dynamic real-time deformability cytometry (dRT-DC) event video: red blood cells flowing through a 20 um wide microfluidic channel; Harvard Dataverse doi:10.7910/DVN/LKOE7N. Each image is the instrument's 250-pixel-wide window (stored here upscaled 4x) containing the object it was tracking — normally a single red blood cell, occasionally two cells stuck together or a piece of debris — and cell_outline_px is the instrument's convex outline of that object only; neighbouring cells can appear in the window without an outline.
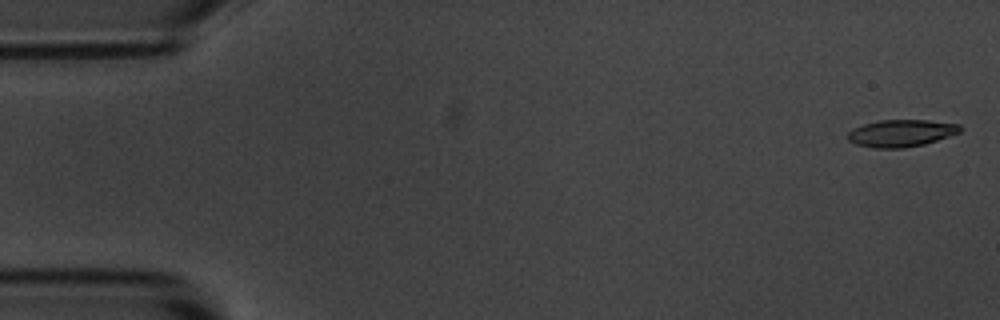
{"species": "common noctule bat (a hibernating species)", "species_latin": "Nyctalus noctula", "temperature_condition": "room temperature", "stored_images_in_passage": 5, "camera_frame_rate_fps": 3000, "um_per_image_px": 0.085, "animal": {"sex": "male", "body_mass_g": 20.1, "forearm_length_mm": 53.5}, "frame": {"image": 1, "passage_image": 1, "time_ms": 0.0, "image_size_px": [1000, 320], "cell_outline_px": [[964, 128], [960, 132], [924, 144], [904, 148], [876, 148], [856, 144], [848, 140], [848, 132], [852, 128], [864, 124], [880, 120], [928, 120], [960, 124]], "centroid_in_image_um": [76.61, 11.31], "position_along_channel_um": 8.4, "area_um2": 17.74}}
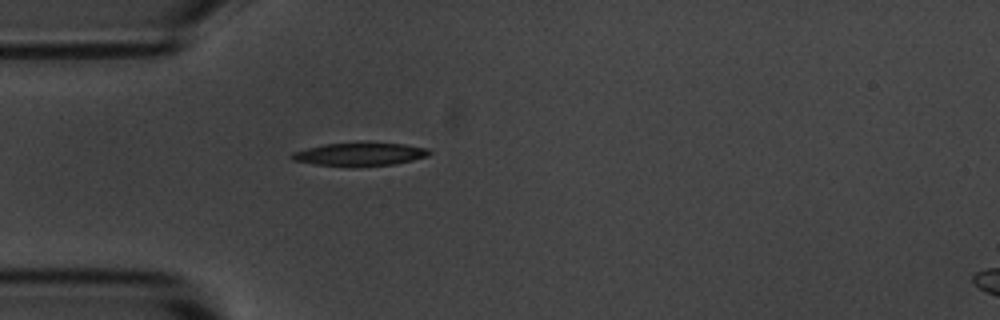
{"frame": {"image": 2, "passage_image": 5, "time_ms": 4.667, "image_size_px": [1000, 320], "cell_outline_px": [[432, 152], [428, 156], [412, 160], [392, 164], [352, 168], [316, 164], [292, 160], [288, 156], [292, 152], [324, 144], [368, 140], [404, 144], [428, 148]], "centroid_in_image_um": [30.58, 13.08], "position_along_channel_um": 54.4, "area_um2": 19.54}}